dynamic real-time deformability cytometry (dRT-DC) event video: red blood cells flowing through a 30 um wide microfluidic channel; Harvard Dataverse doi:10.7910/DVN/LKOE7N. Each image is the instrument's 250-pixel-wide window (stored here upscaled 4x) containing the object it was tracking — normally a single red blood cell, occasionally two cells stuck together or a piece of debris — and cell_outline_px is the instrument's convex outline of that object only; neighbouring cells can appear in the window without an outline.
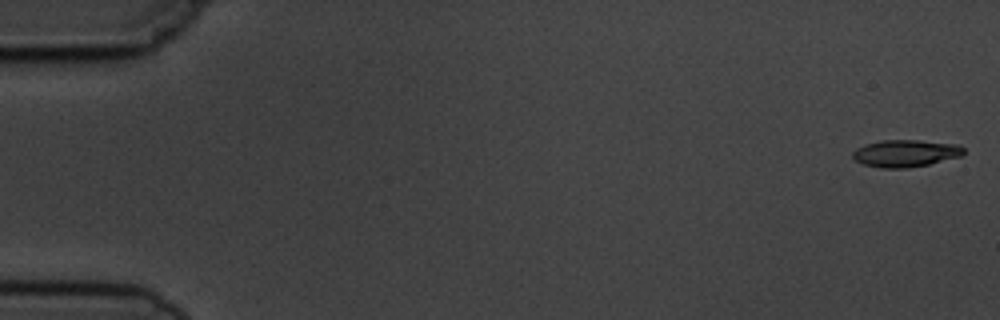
{"species": "common noctule bat (a hibernating species)", "species_latin": "Nyctalus noctula", "temperature_condition": "cold", "stored_images_in_passage": 5, "camera_frame_rate_fps": 3000, "um_per_image_px": 0.085, "animal": {"sex": "male", "body_mass_g": 19.5, "forearm_length_mm": 54.6}, "frame": {"image": 1, "passage_image": 1, "time_ms": 0.0, "image_size_px": [1000, 320], "cell_outline_px": [[964, 152], [960, 156], [928, 164], [908, 168], [880, 168], [864, 164], [856, 160], [852, 156], [852, 152], [856, 148], [864, 144], [880, 140], [916, 140], [960, 144], [964, 148]], "centroid_in_image_um": [76.95, 13.02], "position_along_channel_um": 8.1, "area_um2": 17.57}}
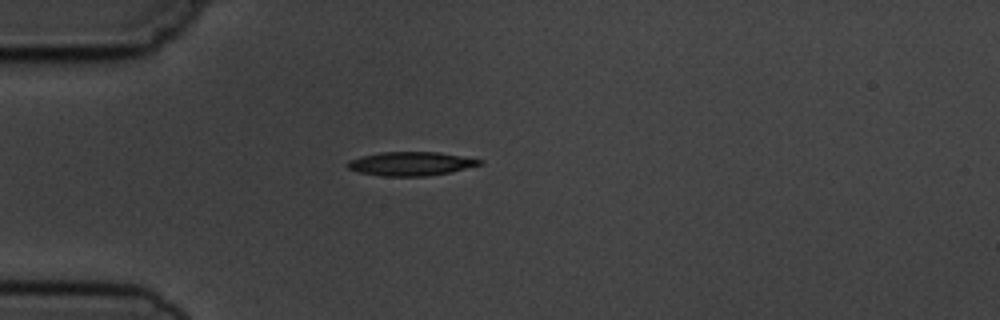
{"frame": {"image": 2, "passage_image": 5, "time_ms": 4.667, "image_size_px": [1000, 320], "cell_outline_px": [[484, 164], [448, 172], [424, 176], [384, 176], [360, 172], [348, 168], [344, 164], [348, 160], [360, 156], [380, 152], [440, 152], [484, 160]], "centroid_in_image_um": [34.9, 13.9], "position_along_channel_um": 50.1, "area_um2": 18.32}}